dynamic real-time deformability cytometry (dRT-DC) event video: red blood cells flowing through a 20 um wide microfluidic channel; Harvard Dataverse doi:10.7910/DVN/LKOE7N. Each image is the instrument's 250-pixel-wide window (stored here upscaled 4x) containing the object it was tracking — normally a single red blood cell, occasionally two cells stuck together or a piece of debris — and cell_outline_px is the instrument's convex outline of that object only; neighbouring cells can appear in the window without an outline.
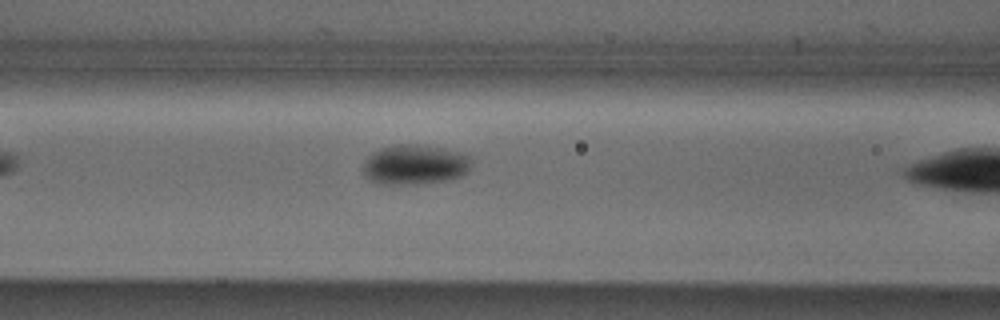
{"species": "Egyptian fruit bat (a non-hibernating species)", "species_latin": "Rousettus aegyptiacus", "temperature_condition": "cold", "stored_images_in_passage": 6, "camera_frame_rate_fps": 3000, "um_per_image_px": 0.085, "animal": {"sex": "male"}, "frame": {"image": 1, "passage_image": 5, "time_ms": 1.333, "image_size_px": [1000, 320], "cell_outline_px": [[472, 160], [468, 172], [460, 176], [444, 180], [408, 184], [380, 184], [368, 180], [364, 176], [364, 164], [368, 156], [380, 148], [396, 144], [416, 144], [440, 148], [460, 152], [468, 156]], "centroid_in_image_um": [35.23, 13.99], "position_along_channel_um": 131.4, "area_um2": 24.97}}